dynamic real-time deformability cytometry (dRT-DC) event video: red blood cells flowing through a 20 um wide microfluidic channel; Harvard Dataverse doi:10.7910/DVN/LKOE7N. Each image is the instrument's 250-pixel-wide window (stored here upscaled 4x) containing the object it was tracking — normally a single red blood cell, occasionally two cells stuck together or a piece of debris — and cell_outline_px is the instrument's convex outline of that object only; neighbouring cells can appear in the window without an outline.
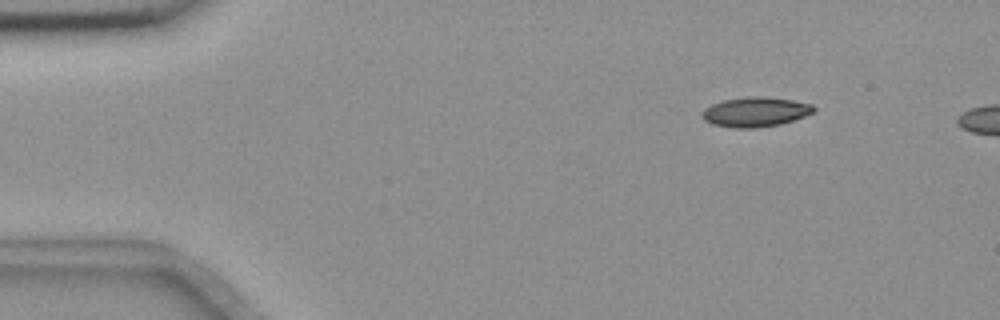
{"species": "common noctule bat (a hibernating species)", "species_latin": "Nyctalus noctula", "temperature_condition": "room temperature", "stored_images_in_passage": 3, "camera_frame_rate_fps": 3000, "um_per_image_px": 0.085, "animal": {"sex": "female", "body_mass_g": 18.4}, "frame": {"image": 1, "passage_image": 2, "time_ms": 1.0, "image_size_px": [1000, 320], "cell_outline_px": [[816, 112], [780, 124], [756, 128], [736, 128], [712, 124], [704, 120], [700, 116], [700, 112], [704, 108], [712, 104], [724, 100], [748, 96], [764, 96], [792, 100], [812, 104], [816, 108]], "centroid_in_image_um": [64.19, 9.51], "position_along_channel_um": 20.8, "area_um2": 19.48}}